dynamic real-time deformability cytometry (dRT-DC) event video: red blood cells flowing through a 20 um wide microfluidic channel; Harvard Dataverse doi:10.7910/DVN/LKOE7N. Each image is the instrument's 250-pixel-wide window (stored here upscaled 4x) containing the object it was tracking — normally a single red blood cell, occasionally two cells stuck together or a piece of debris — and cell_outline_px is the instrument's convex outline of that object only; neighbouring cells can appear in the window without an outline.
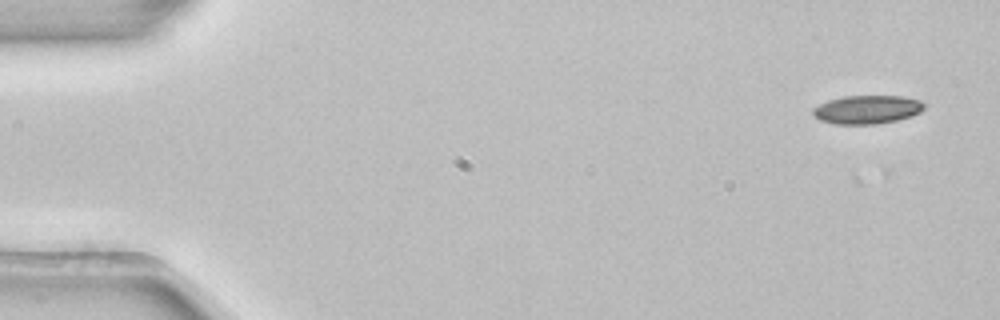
{"species": "common noctule bat (a hibernating species)", "species_latin": "Nyctalus noctula", "temperature_condition": "room temperature", "stored_images_in_passage": 4, "camera_frame_rate_fps": 3000, "um_per_image_px": 0.085, "animal": {"sex": "female", "body_mass_g": 22.7, "forearm_length_mm": 54.2}, "frame": {"image": 1, "passage_image": 1, "time_ms": 0.0, "image_size_px": [1000, 320], "cell_outline_px": [[924, 108], [920, 112], [912, 116], [896, 120], [876, 124], [836, 124], [820, 120], [812, 116], [812, 108], [828, 100], [844, 96], [904, 96], [920, 100], [924, 104]], "centroid_in_image_um": [73.69, 9.31], "position_along_channel_um": 11.3, "area_um2": 18.55}}